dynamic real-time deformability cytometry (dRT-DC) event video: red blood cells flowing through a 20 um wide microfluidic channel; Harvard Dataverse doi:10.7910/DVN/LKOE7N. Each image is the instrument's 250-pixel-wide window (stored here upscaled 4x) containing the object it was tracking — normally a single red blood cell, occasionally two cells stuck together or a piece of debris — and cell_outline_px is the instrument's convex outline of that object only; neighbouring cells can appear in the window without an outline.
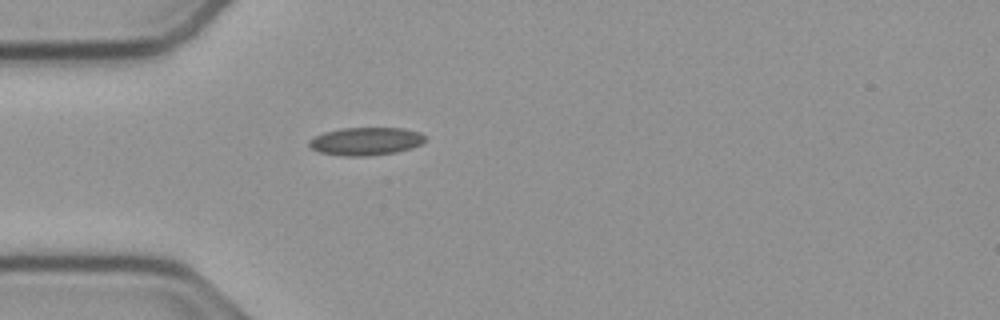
{"species": "common noctule bat (a hibernating species)", "species_latin": "Nyctalus noctula", "temperature_condition": "cold", "stored_images_in_passage": 5, "camera_frame_rate_fps": 3000, "um_per_image_px": 0.085, "animal": {"sex": "male", "body_mass_g": 23.1, "forearm_length_mm": 52.7}, "frame": {"image": 1, "passage_image": 1, "time_ms": 0.0, "image_size_px": [1000, 320], "cell_outline_px": [[424, 140], [420, 144], [412, 148], [396, 152], [368, 156], [344, 156], [320, 152], [312, 148], [308, 144], [308, 140], [324, 132], [340, 128], [404, 128], [420, 132], [424, 136]], "centroid_in_image_um": [31.09, 12.0], "position_along_channel_um": 53.9, "area_um2": 18.84}}
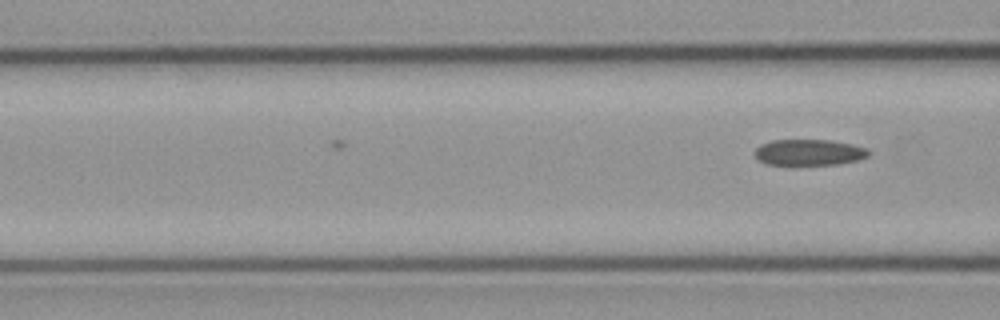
{"frame": {"image": 2, "passage_image": 5, "time_ms": 1.333, "image_size_px": [1000, 320], "cell_outline_px": [[868, 156], [860, 160], [840, 164], [792, 168], [764, 164], [752, 152], [760, 144], [772, 140], [832, 140], [852, 144], [868, 148]], "centroid_in_image_um": [68.72, 13.01], "position_along_channel_um": 97.9, "area_um2": 18.44}}